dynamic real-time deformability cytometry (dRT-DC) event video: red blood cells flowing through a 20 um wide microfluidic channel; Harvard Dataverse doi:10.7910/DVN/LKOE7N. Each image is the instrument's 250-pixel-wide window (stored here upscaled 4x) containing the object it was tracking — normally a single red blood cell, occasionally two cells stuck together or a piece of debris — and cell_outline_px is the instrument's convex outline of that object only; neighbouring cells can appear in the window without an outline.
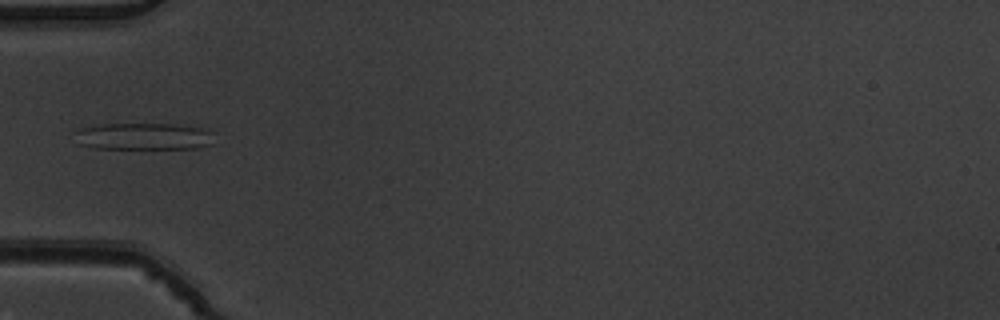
{"species": "common noctule bat (a hibernating species)", "species_latin": "Nyctalus noctula", "temperature_condition": "warm", "stored_images_in_passage": 8, "camera_frame_rate_fps": 3000, "um_per_image_px": 0.085, "animal": {"sex": "male", "body_mass_g": 19.5, "forearm_length_mm": 54.6}, "frame": {"image": 1, "passage_image": 7, "time_ms": 2.0, "image_size_px": [1000, 320], "cell_outline_px": [[212, 144], [196, 148], [92, 148], [80, 144], [72, 132], [80, 128], [100, 124], [172, 124], [200, 128], [212, 132]], "centroid_in_image_um": [12.15, 11.59], "position_along_channel_um": 72.9, "area_um2": 21.73}}
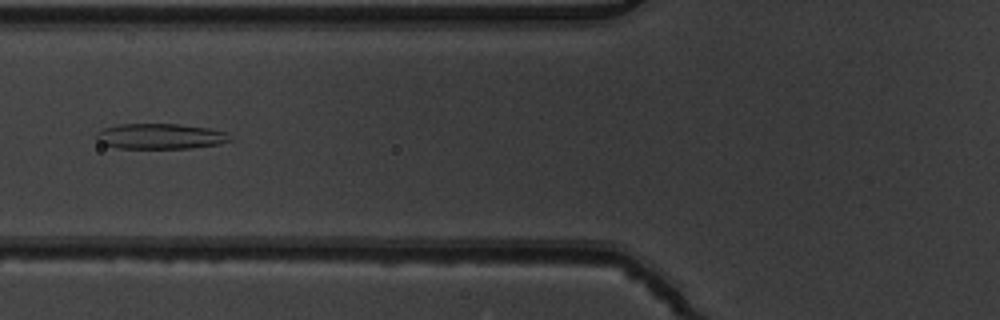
{"frame": {"image": 2, "passage_image": 8, "time_ms": 2.333, "image_size_px": [1000, 320], "cell_outline_px": [[232, 140], [220, 144], [192, 148], [116, 148], [104, 144], [96, 140], [96, 132], [104, 128], [120, 124], [180, 124], [208, 128], [224, 132]], "centroid_in_image_um": [13.6, 11.59], "position_along_channel_um": 112.2, "area_um2": 19.77}}